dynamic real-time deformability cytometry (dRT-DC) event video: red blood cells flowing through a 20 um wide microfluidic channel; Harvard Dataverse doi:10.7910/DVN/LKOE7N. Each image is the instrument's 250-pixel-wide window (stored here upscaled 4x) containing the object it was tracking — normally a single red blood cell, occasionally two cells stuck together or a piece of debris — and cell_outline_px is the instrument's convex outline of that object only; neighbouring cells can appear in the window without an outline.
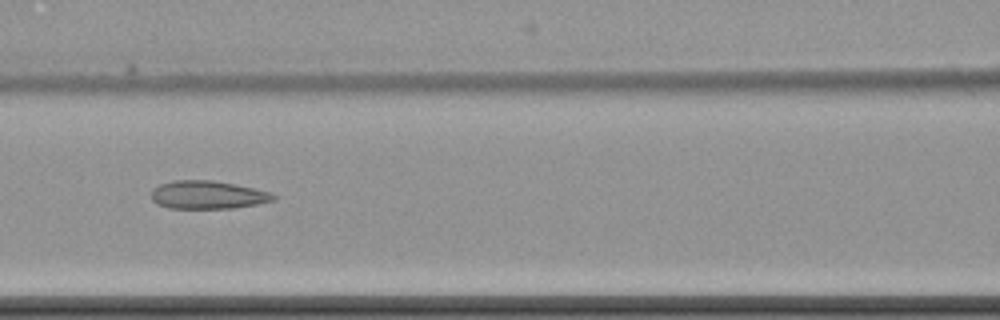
{"species": "common noctule bat (a hibernating species)", "species_latin": "Nyctalus noctula", "temperature_condition": "cold", "stored_images_in_passage": 7, "camera_frame_rate_fps": 3000, "um_per_image_px": 0.085, "animal": {"sex": "female", "body_mass_g": 22.7, "forearm_length_mm": 54.2}, "frame": {"image": 1, "passage_image": 3, "time_ms": 2.333, "image_size_px": [1000, 320], "cell_outline_px": [[276, 200], [256, 204], [232, 208], [168, 208], [156, 204], [152, 200], [152, 188], [160, 184], [172, 180], [212, 180], [236, 184], [272, 192], [276, 196]], "centroid_in_image_um": [17.65, 16.55], "position_along_channel_um": 148.9, "area_um2": 20.17}}
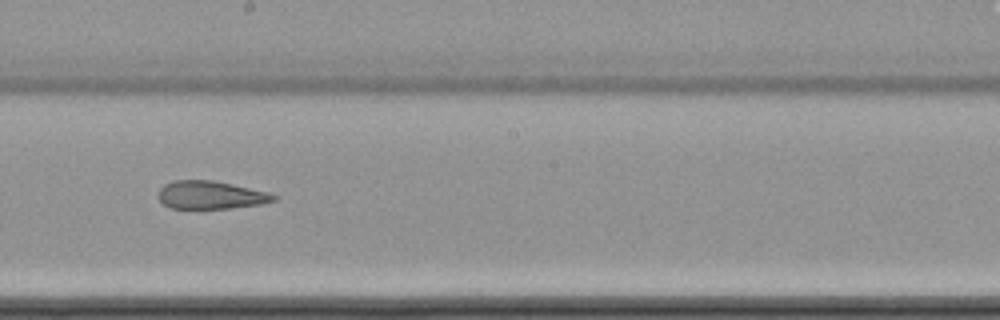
{"frame": {"image": 2, "passage_image": 5, "time_ms": 4.667, "image_size_px": [1000, 320], "cell_outline_px": [[276, 200], [260, 204], [228, 208], [172, 208], [164, 204], [156, 196], [160, 188], [164, 184], [176, 180], [212, 180], [232, 184], [268, 192], [276, 196]], "centroid_in_image_um": [17.87, 16.57], "position_along_channel_um": 230.3, "area_um2": 18.67}}
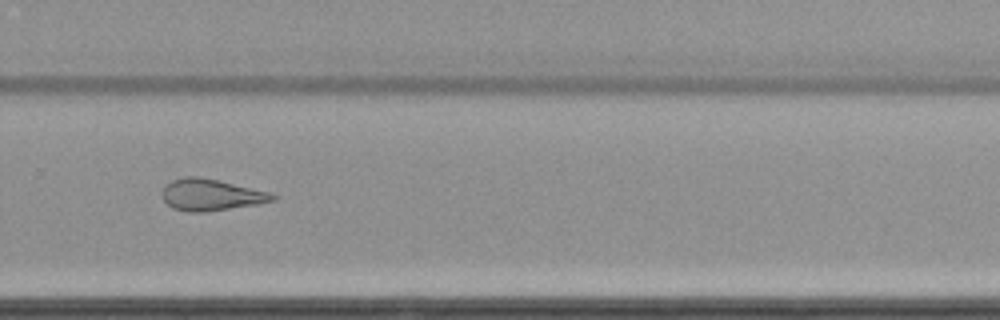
{"frame": {"image": 3, "passage_image": 7, "time_ms": 7.0, "image_size_px": [1000, 320], "cell_outline_px": [[276, 200], [260, 204], [204, 212], [188, 212], [172, 208], [160, 196], [160, 192], [172, 180], [188, 176], [196, 176], [216, 180], [268, 192], [276, 196]], "centroid_in_image_um": [17.9, 16.58], "position_along_channel_um": 311.9, "area_um2": 20.11}}